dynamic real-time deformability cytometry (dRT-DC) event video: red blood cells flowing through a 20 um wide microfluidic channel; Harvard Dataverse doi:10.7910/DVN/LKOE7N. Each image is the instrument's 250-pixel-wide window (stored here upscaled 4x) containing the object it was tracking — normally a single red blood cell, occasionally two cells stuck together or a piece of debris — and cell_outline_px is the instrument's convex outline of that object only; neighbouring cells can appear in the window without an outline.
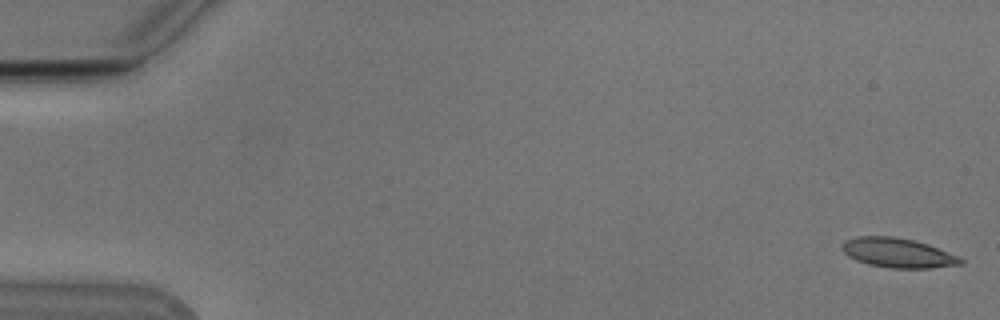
{"species": "Egyptian fruit bat (a non-hibernating species)", "species_latin": "Rousettus aegyptiacus", "temperature_condition": "cold", "stored_images_in_passage": 54, "camera_frame_rate_fps": 3000, "um_per_image_px": 0.085, "animal": {"sex": "male"}, "frame": {"image": 1, "passage_image": 1, "time_ms": 0.0, "image_size_px": [1000, 320], "cell_outline_px": [[964, 264], [932, 268], [892, 268], [868, 264], [856, 260], [848, 256], [840, 248], [840, 244], [856, 236], [892, 236], [912, 240], [928, 244], [960, 256], [964, 260]], "centroid_in_image_um": [76.34, 21.5], "position_along_channel_um": 8.7, "area_um2": 20.52}}
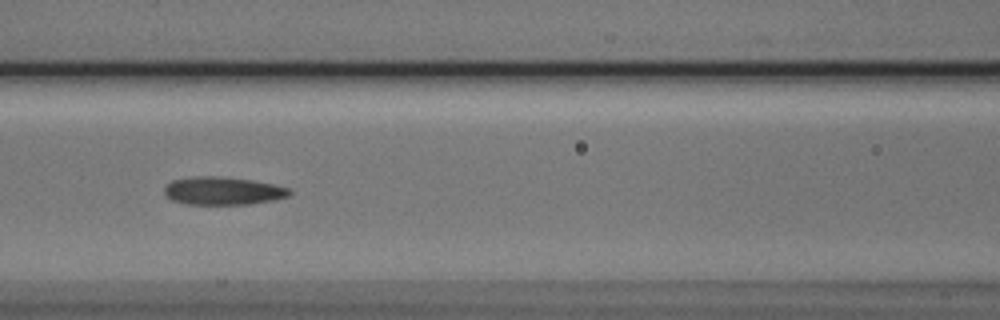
{"frame": {"image": 2, "passage_image": 24, "time_ms": 7.667, "image_size_px": [1000, 320], "cell_outline_px": [[292, 192], [288, 196], [272, 200], [248, 204], [188, 204], [172, 200], [164, 192], [164, 188], [172, 180], [196, 176], [220, 176], [252, 180], [292, 188]], "centroid_in_image_um": [18.97, 16.21], "position_along_channel_um": 147.6, "area_um2": 20.29}}
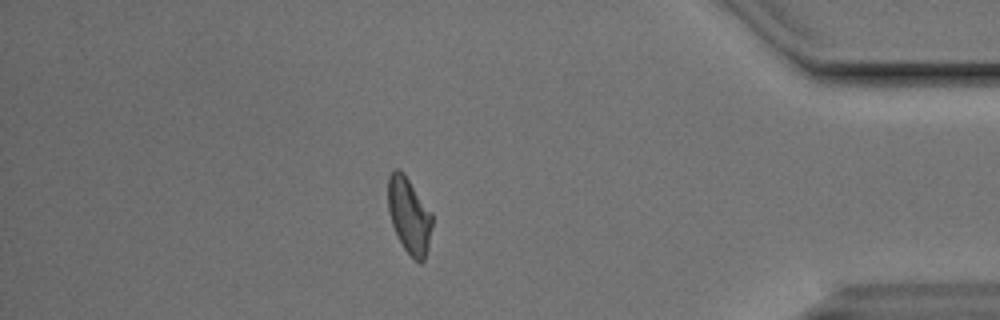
{"frame": {"image": 3, "passage_image": 47, "time_ms": 15.333, "image_size_px": [1000, 320], "cell_outline_px": [[432, 228], [428, 248], [424, 260], [420, 264], [404, 248], [392, 224], [388, 208], [388, 176], [396, 168], [400, 168], [404, 172], [432, 212]], "centroid_in_image_um": [34.79, 18.28], "position_along_channel_um": 400.4, "area_um2": 19.54}, "authors_computed_cell_mechanics": {"area_um2": 20.0855, "velocity_mm_per_s": 3.7835, "shape_relaxation_time_tau1_ms": 4.6645, "shape_relaxation_time_tau2_ms": 2.0917, "deformation_change_tau1": 0.1505, "deformation_change_tau2": 0.0936}}